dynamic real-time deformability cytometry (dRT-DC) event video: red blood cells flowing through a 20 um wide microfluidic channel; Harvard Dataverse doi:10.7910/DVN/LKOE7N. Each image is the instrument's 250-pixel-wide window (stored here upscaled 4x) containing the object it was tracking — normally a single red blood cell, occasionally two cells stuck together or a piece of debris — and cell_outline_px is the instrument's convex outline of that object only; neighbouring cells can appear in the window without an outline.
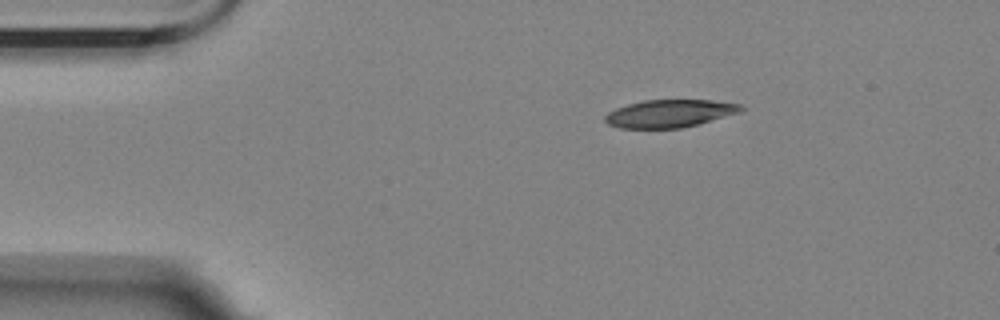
{"species": "Egyptian fruit bat (a non-hibernating species)", "species_latin": "Rousettus aegyptiacus", "temperature_condition": "room temperature", "stored_images_in_passage": 47, "camera_frame_rate_fps": 3000, "um_per_image_px": 0.085, "animal": {"sex": "female"}, "frame": {"image": 1, "passage_image": 1, "time_ms": 0.0, "image_size_px": [1000, 320], "cell_outline_px": [[744, 108], [740, 112], [696, 124], [680, 128], [620, 128], [608, 124], [604, 120], [604, 116], [608, 112], [616, 108], [628, 104], [644, 100], [712, 100], [740, 104]], "centroid_in_image_um": [56.88, 9.64], "position_along_channel_um": 28.1, "area_um2": 21.73}}
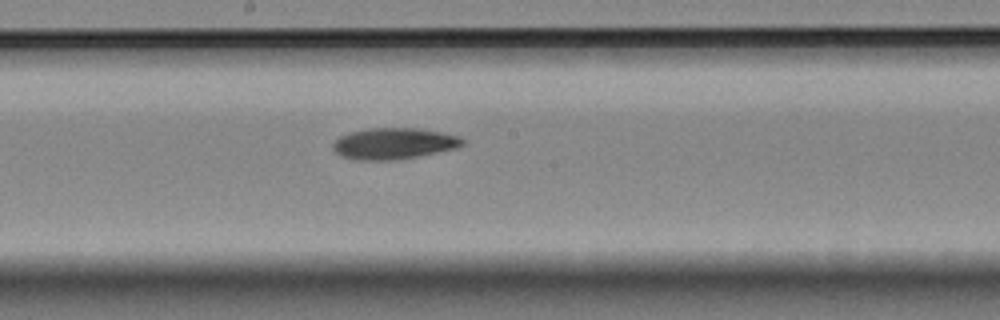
{"frame": {"image": 2, "passage_image": 21, "time_ms": 6.667, "image_size_px": [1000, 320], "cell_outline_px": [[464, 144], [456, 148], [416, 156], [392, 160], [356, 160], [340, 156], [332, 148], [332, 144], [340, 136], [348, 132], [368, 128], [416, 128], [440, 132], [460, 136], [464, 140]], "centroid_in_image_um": [33.43, 12.19], "position_along_channel_um": 214.8, "area_um2": 23.52}}
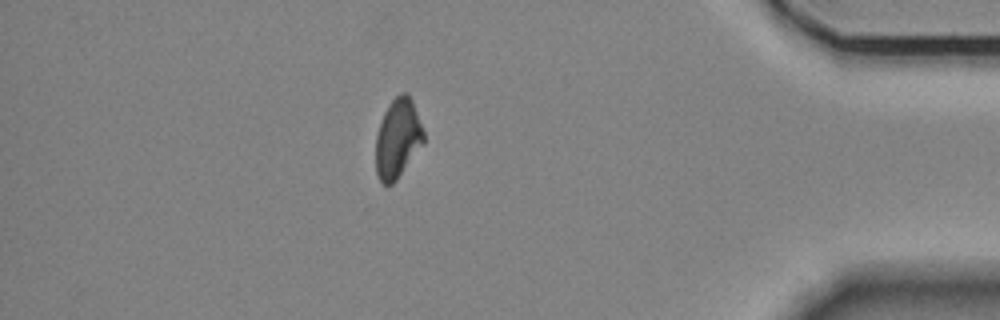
{"frame": {"image": 3, "passage_image": 40, "time_ms": 13.0, "image_size_px": [1000, 320], "cell_outline_px": [[424, 144], [396, 180], [392, 184], [384, 184], [380, 180], [376, 172], [376, 136], [384, 112], [388, 104], [400, 92], [408, 92], [412, 100], [424, 132]], "centroid_in_image_um": [33.82, 11.75], "position_along_channel_um": 401.4, "area_um2": 22.08}}